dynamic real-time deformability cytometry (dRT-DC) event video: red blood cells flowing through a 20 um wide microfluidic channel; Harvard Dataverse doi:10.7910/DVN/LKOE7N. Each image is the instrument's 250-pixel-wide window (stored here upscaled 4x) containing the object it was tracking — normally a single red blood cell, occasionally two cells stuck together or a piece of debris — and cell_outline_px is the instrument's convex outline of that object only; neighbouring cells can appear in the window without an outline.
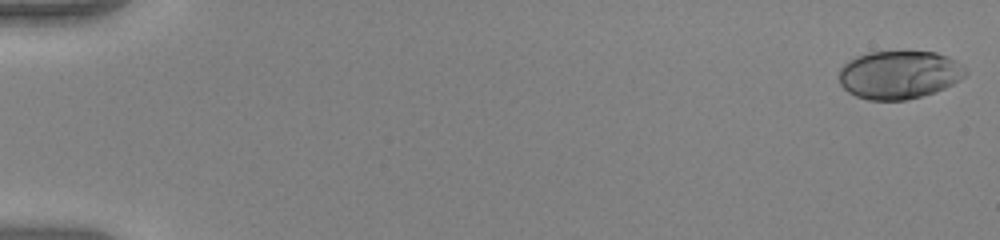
{"species": "human", "species_latin": "Homo sapiens", "temperature_condition": "warm", "stored_images_in_passage": 52, "camera_frame_rate_fps": 3000, "um_per_image_px": 0.085, "donor": {"sex": "female"}, "frame": {"image": 1, "passage_image": 1, "time_ms": 0.0, "image_size_px": [1000, 240], "cell_outline_px": [[968, 72], [960, 80], [936, 92], [908, 100], [868, 100], [856, 96], [848, 92], [840, 84], [836, 76], [840, 68], [844, 64], [856, 56], [868, 52], [936, 52], [948, 56], [964, 68]], "centroid_in_image_um": [76.39, 6.36], "position_along_channel_um": 8.6, "area_um2": 35.66}}
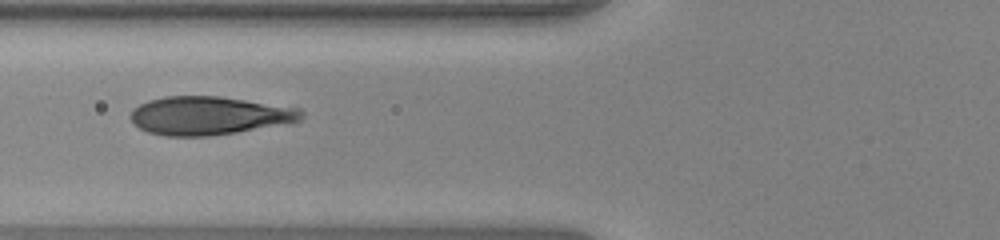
{"frame": {"image": 2, "passage_image": 22, "time_ms": 7.0, "image_size_px": [1000, 240], "cell_outline_px": [[304, 116], [300, 120], [292, 124], [208, 136], [164, 136], [148, 132], [132, 124], [128, 116], [132, 108], [148, 100], [164, 96], [220, 96], [300, 108], [304, 112]], "centroid_in_image_um": [17.78, 9.83], "position_along_channel_um": 108.0, "area_um2": 38.78}}
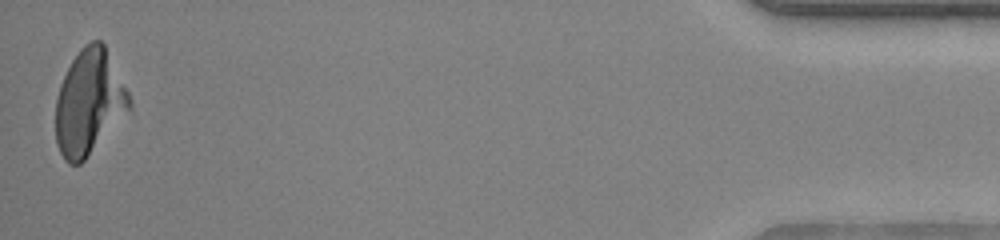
{"frame": {"image": 3, "passage_image": 52, "time_ms": 17.0, "image_size_px": [1000, 240], "cell_outline_px": [[132, 108], [84, 160], [80, 164], [68, 164], [64, 160], [56, 144], [56, 100], [60, 84], [72, 60], [84, 44], [92, 40], [100, 40], [104, 44], [132, 100]], "centroid_in_image_um": [7.57, 8.71], "position_along_channel_um": 427.6, "area_um2": 44.91}}